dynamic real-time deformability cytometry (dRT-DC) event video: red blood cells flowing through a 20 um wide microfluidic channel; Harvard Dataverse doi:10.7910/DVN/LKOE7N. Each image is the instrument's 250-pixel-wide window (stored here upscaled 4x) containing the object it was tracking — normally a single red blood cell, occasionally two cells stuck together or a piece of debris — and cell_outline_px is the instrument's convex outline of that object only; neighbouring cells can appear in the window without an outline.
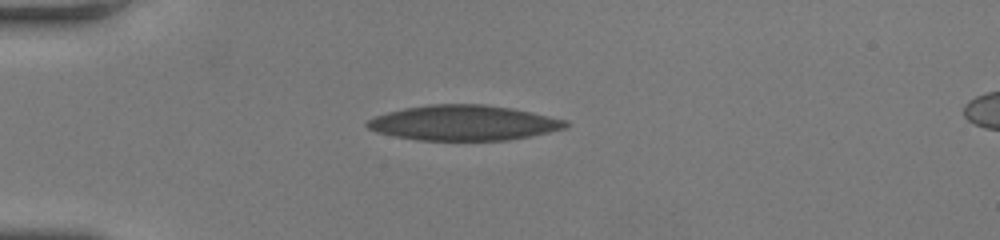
{"species": "human", "species_latin": "Homo sapiens", "temperature_condition": "room temperature", "stored_images_in_passage": 38, "camera_frame_rate_fps": 3000, "um_per_image_px": 0.085, "donor": {"sex": "female"}, "frame": {"image": 1, "passage_image": 1, "time_ms": 0.0, "image_size_px": [1000, 240], "cell_outline_px": [[568, 124], [564, 128], [548, 132], [508, 140], [416, 140], [376, 132], [368, 128], [364, 124], [368, 120], [376, 116], [388, 112], [404, 108], [428, 104], [484, 104], [512, 108], [568, 120]], "centroid_in_image_um": [39.38, 10.44], "position_along_channel_um": 45.6, "area_um2": 40.52}}
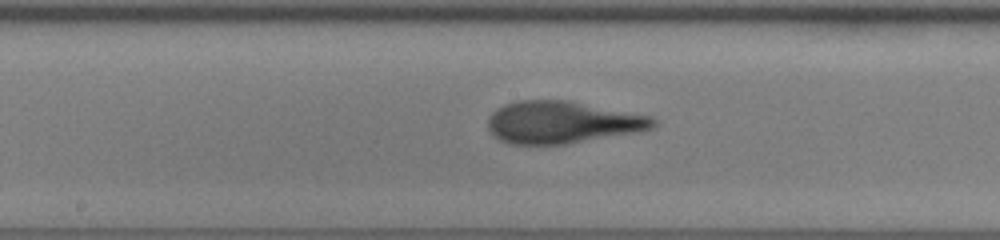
{"frame": {"image": 2, "passage_image": 16, "time_ms": 5.0, "image_size_px": [1000, 240], "cell_outline_px": [[656, 124], [652, 128], [640, 132], [564, 144], [512, 144], [500, 140], [492, 136], [488, 128], [488, 116], [496, 108], [504, 104], [516, 100], [568, 100], [652, 116], [656, 120]], "centroid_in_image_um": [47.77, 10.39], "position_along_channel_um": 200.4, "area_um2": 40.92}}
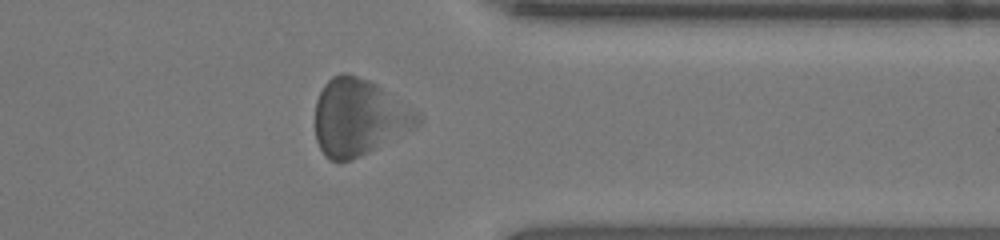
{"frame": {"image": 3, "passage_image": 31, "time_ms": 10.0, "image_size_px": [1000, 240], "cell_outline_px": [[424, 120], [416, 128], [352, 160], [332, 160], [324, 156], [316, 140], [316, 100], [324, 84], [332, 76], [340, 72], [348, 72], [368, 80], [376, 84], [420, 112]], "centroid_in_image_um": [30.54, 9.95], "position_along_channel_um": 380.9, "area_um2": 45.95}, "authors_computed_cell_mechanics": {"area_um2": 40.8068, "velocity_mm_per_s": 3.7003, "shape_relaxation_time_tau1_ms": 3.9136, "shape_relaxation_time_tau2_ms": 1.8376, "deformation_change_tau1": 0.1537, "deformation_change_tau2": 0.1179}}